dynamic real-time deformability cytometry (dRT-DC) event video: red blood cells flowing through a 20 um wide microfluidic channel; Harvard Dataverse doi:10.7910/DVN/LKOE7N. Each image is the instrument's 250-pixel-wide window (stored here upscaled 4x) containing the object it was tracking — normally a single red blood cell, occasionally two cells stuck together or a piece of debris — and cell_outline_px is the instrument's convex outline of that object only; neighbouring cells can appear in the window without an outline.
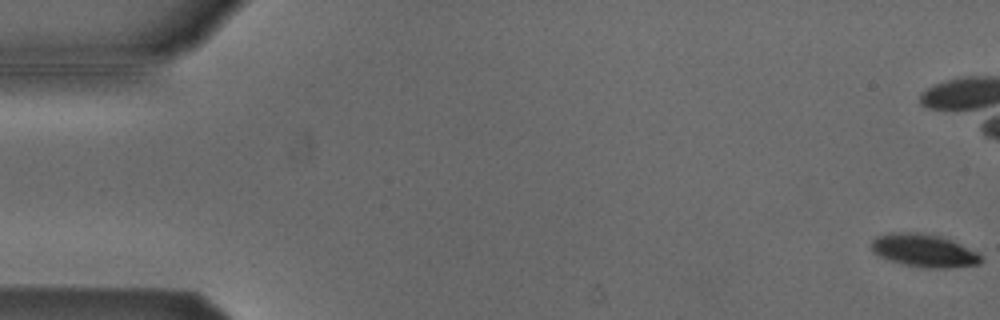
{"species": "Egyptian fruit bat (a non-hibernating species)", "species_latin": "Rousettus aegyptiacus", "temperature_condition": "cold", "stored_images_in_passage": 56, "camera_frame_rate_fps": 3000, "um_per_image_px": 0.085, "animal": {"sex": "male"}, "frame": {"image": 1, "passage_image": 1, "time_ms": 0.0, "image_size_px": [1000, 320], "cell_outline_px": [[984, 260], [980, 264], [952, 268], [924, 268], [904, 264], [880, 256], [872, 252], [872, 240], [876, 236], [888, 232], [920, 232], [940, 236], [952, 240], [984, 256]], "centroid_in_image_um": [78.57, 21.29], "position_along_channel_um": 6.4, "area_um2": 21.21}, "authors_computed_cell_mechanics": {"area_um2": 22.9177, "velocity_mm_per_s": 3.7918, "shape_relaxation_time_tau1_ms": 2.2364, "shape_relaxation_time_tau2_ms": null, "deformation_change_tau1": 0.0933, "deformation_change_tau2": null}}